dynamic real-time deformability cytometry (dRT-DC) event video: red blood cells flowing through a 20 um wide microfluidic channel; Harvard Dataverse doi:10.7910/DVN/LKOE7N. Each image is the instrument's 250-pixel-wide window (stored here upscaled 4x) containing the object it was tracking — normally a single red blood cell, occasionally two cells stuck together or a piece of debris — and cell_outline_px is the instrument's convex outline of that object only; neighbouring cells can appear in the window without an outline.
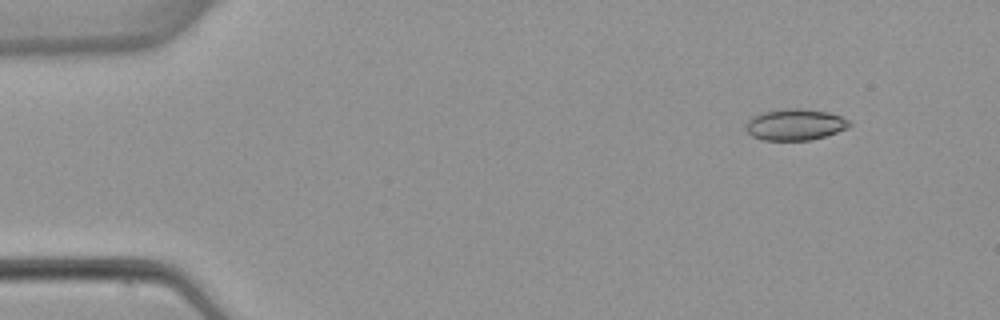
{"species": "common noctule bat (a hibernating species)", "species_latin": "Nyctalus noctula", "temperature_condition": "warm", "stored_images_in_passage": 6, "camera_frame_rate_fps": 3000, "um_per_image_px": 0.085, "animal": {"sex": "female", "body_mass_g": 22.7, "forearm_length_mm": 54.2}, "frame": {"image": 1, "passage_image": 2, "time_ms": 1.333, "image_size_px": [1000, 320], "cell_outline_px": [[852, 124], [848, 128], [812, 140], [764, 140], [752, 136], [744, 128], [744, 124], [752, 116], [764, 112], [784, 108], [804, 108], [828, 112], [840, 116], [848, 120]], "centroid_in_image_um": [67.56, 10.58], "position_along_channel_um": 17.4, "area_um2": 19.02}}
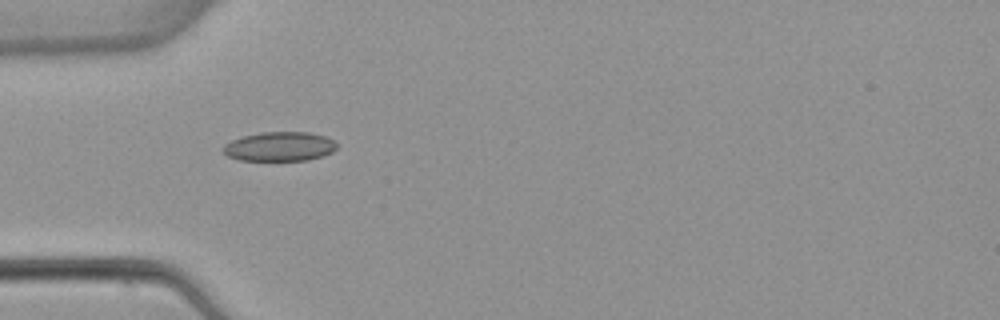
{"frame": {"image": 2, "passage_image": 5, "time_ms": 5.0, "image_size_px": [1000, 320], "cell_outline_px": [[336, 148], [332, 152], [324, 156], [308, 160], [240, 160], [228, 156], [224, 152], [224, 144], [232, 140], [244, 136], [260, 132], [308, 132], [324, 136], [332, 140], [336, 144]], "centroid_in_image_um": [23.78, 12.45], "position_along_channel_um": 61.2, "area_um2": 19.25}}
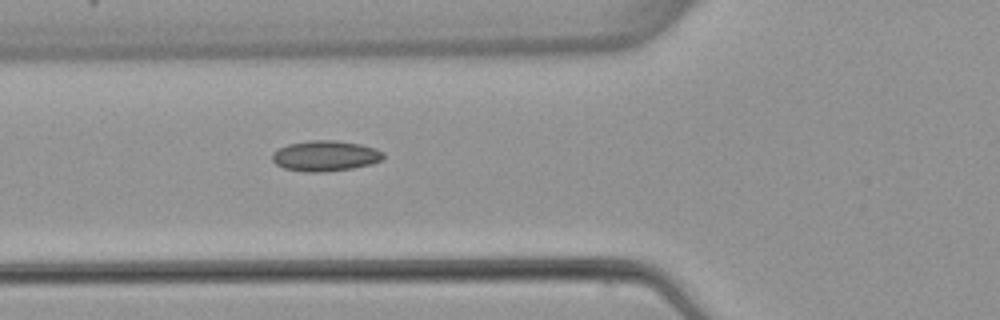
{"frame": {"image": 3, "passage_image": 6, "time_ms": 6.0, "image_size_px": [1000, 320], "cell_outline_px": [[384, 156], [380, 160], [372, 164], [352, 168], [324, 172], [304, 172], [284, 168], [276, 164], [272, 160], [272, 152], [288, 144], [308, 140], [336, 140], [360, 144], [376, 148], [384, 152]], "centroid_in_image_um": [27.65, 13.24], "position_along_channel_um": 98.2, "area_um2": 19.88}}